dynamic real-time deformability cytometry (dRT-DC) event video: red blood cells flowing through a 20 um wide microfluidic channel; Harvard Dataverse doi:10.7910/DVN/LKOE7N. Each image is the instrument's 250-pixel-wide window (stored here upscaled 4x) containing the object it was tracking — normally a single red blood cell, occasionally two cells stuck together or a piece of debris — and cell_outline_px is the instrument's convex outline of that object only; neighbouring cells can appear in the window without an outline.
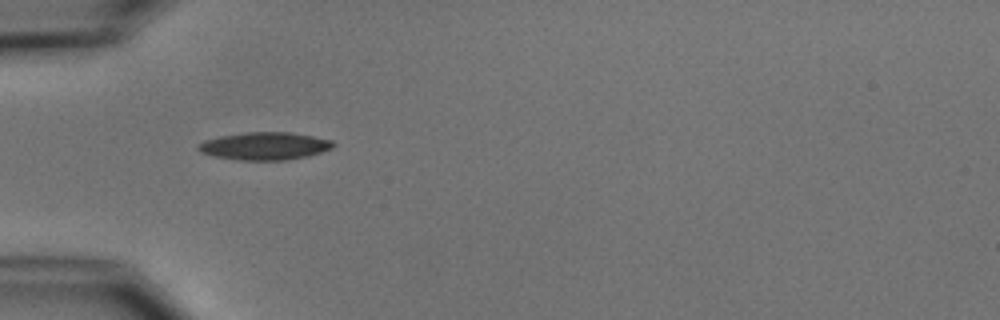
{"species": "common noctule bat (a hibernating species)", "species_latin": "Nyctalus noctula", "temperature_condition": "cold", "stored_images_in_passage": 3, "camera_frame_rate_fps": 3000, "um_per_image_px": 0.085, "animal": {"sex": "male", "body_mass_g": 15.6}, "frame": {"image": 1, "passage_image": 1, "time_ms": 0.0, "image_size_px": [1000, 320], "cell_outline_px": [[336, 144], [332, 148], [308, 156], [284, 160], [240, 160], [216, 156], [200, 152], [196, 148], [196, 144], [204, 140], [220, 136], [248, 132], [288, 132], [312, 136], [332, 140]], "centroid_in_image_um": [22.48, 12.41], "position_along_channel_um": 62.5, "area_um2": 21.68}}